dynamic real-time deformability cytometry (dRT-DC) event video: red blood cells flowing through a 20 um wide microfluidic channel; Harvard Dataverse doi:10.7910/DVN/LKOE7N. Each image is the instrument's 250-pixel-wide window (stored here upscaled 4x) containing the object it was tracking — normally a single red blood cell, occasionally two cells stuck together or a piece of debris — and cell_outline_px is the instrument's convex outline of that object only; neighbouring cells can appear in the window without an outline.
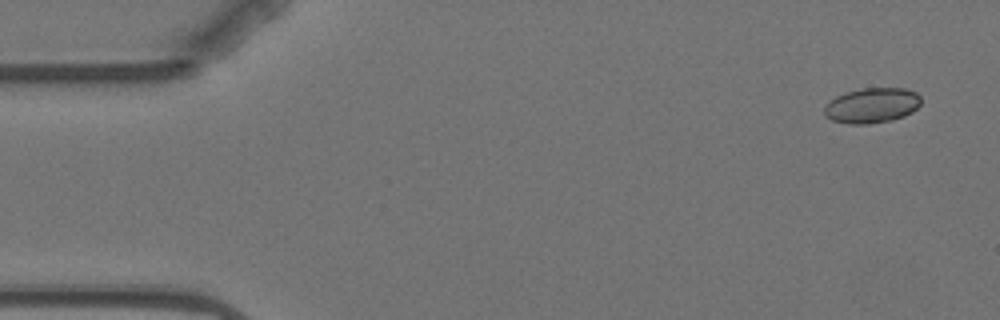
{"species": "Egyptian fruit bat (a non-hibernating species)", "species_latin": "Rousettus aegyptiacus", "temperature_condition": "warm", "stored_images_in_passage": 5, "camera_frame_rate_fps": 3000, "um_per_image_px": 0.085, "animal": {"sex": "female"}, "frame": {"image": 1, "passage_image": 1, "time_ms": 0.0, "image_size_px": [1000, 320], "cell_outline_px": [[920, 104], [912, 112], [904, 116], [892, 120], [868, 124], [848, 124], [832, 120], [824, 116], [824, 108], [836, 96], [848, 92], [864, 88], [904, 88], [916, 92], [920, 96]], "centroid_in_image_um": [74.12, 8.97], "position_along_channel_um": 10.9, "area_um2": 19.71}}
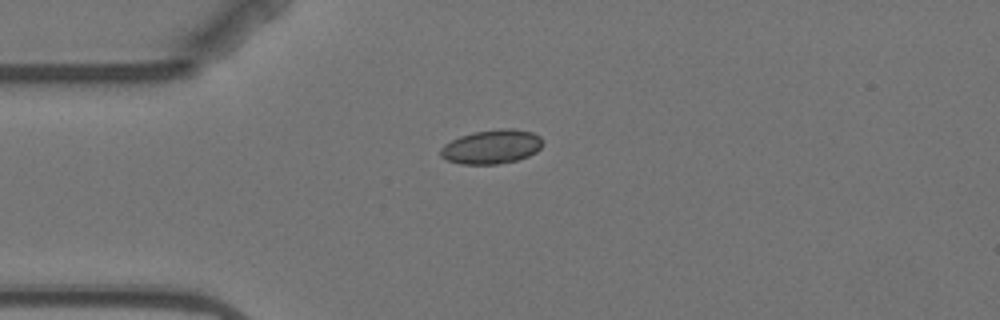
{"frame": {"image": 2, "passage_image": 4, "time_ms": 3.667, "image_size_px": [1000, 320], "cell_outline_px": [[544, 140], [540, 148], [536, 152], [528, 156], [516, 160], [496, 164], [460, 164], [444, 160], [440, 156], [440, 148], [444, 144], [460, 136], [472, 132], [504, 128], [512, 128], [532, 132], [540, 136]], "centroid_in_image_um": [41.77, 12.47], "position_along_channel_um": 43.2, "area_um2": 20.46}}
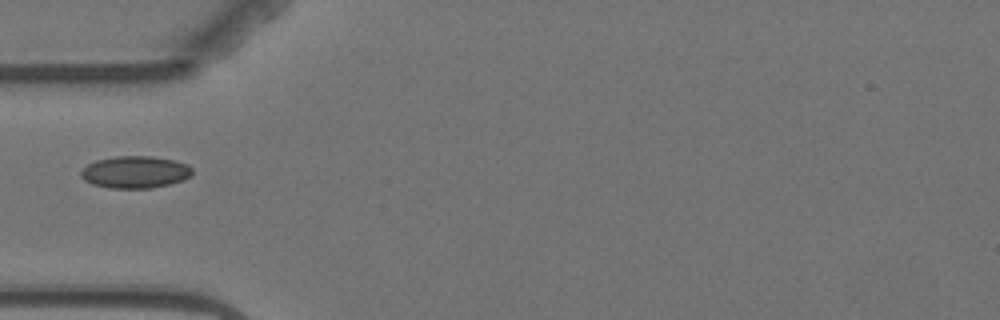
{"frame": {"image": 3, "passage_image": 5, "time_ms": 5.0, "image_size_px": [1000, 320], "cell_outline_px": [[192, 176], [184, 180], [152, 188], [108, 188], [92, 184], [84, 180], [80, 176], [80, 172], [88, 164], [96, 160], [116, 156], [152, 156], [172, 160], [188, 164], [192, 168]], "centroid_in_image_um": [11.49, 14.63], "position_along_channel_um": 73.5, "area_um2": 20.92}}